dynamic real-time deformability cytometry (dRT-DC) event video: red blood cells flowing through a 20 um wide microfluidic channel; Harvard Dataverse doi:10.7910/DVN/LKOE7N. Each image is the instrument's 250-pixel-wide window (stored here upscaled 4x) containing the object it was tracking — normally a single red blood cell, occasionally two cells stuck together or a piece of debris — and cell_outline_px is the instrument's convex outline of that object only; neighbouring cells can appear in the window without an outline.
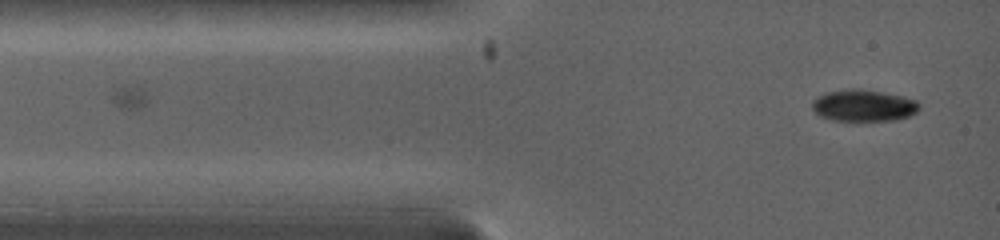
{"species": "common noctule bat (a hibernating species)", "species_latin": "Nyctalus noctula", "temperature_condition": "warm", "stored_images_in_passage": 116, "camera_frame_rate_fps": 5000, "um_per_image_px": 0.085, "animal": {"sex": "female", "body_mass_g": 19.0, "forearm_length_mm": 53.3}, "frame": {"image": 1, "passage_image": 1, "time_ms": 0.0, "image_size_px": [1000, 240], "cell_outline_px": [[920, 108], [916, 112], [908, 116], [896, 120], [832, 120], [820, 116], [812, 108], [812, 100], [816, 96], [824, 92], [852, 88], [856, 88], [904, 96], [916, 100], [920, 104]], "centroid_in_image_um": [73.38, 8.96], "position_along_channel_um": 11.6, "area_um2": 19.83}}
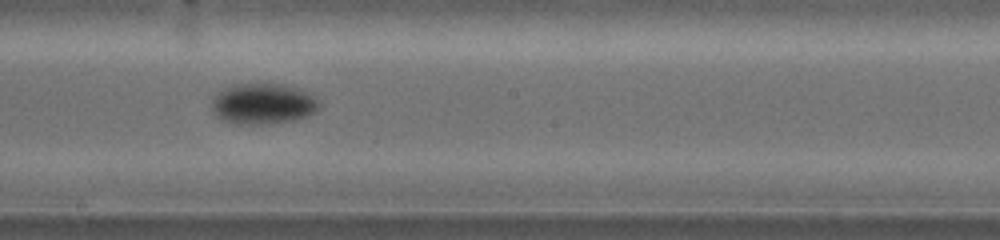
{"frame": {"image": 2, "passage_image": 44, "time_ms": 6.2, "image_size_px": [1000, 240], "cell_outline_px": [[320, 108], [316, 112], [308, 116], [296, 120], [272, 124], [236, 124], [224, 120], [212, 112], [212, 100], [224, 88], [232, 84], [284, 84], [296, 88], [320, 100]], "centroid_in_image_um": [22.38, 8.84], "position_along_channel_um": 225.8, "area_um2": 25.61}}
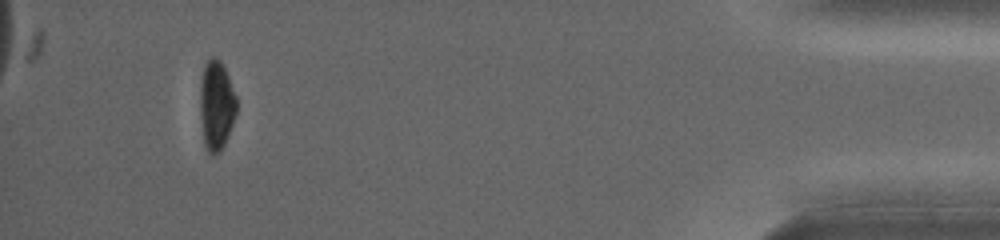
{"frame": {"image": 3, "passage_image": 97, "time_ms": 13.0, "image_size_px": [1000, 240], "cell_outline_px": [[236, 112], [228, 136], [220, 152], [212, 156], [208, 152], [204, 144], [200, 120], [200, 80], [204, 64], [212, 56], [216, 56], [220, 60], [228, 76], [236, 96]], "centroid_in_image_um": [18.37, 8.95], "position_along_channel_um": 416.8, "area_um2": 19.19}}